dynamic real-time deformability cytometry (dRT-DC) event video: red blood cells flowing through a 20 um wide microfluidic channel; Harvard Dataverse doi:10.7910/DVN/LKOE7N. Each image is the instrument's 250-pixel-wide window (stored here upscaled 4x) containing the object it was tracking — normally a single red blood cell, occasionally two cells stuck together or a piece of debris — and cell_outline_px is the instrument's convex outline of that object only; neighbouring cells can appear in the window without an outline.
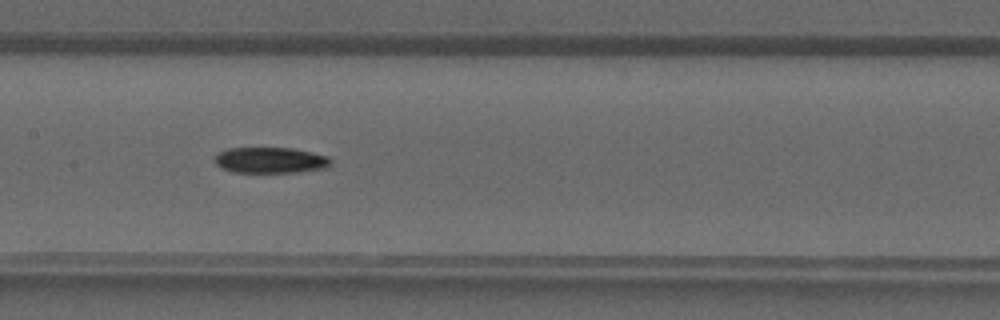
{"species": "common noctule bat (a hibernating species)", "species_latin": "Nyctalus noctula", "temperature_condition": "warm", "stored_images_in_passage": 43, "segment_of_instrument_passage": [1, 2], "camera_frame_rate_fps": 3000, "um_per_image_px": 0.085, "animal": {"sex": "male", "forearm_length_mm": 52.5}, "frame": {"image": 1, "passage_image": 21, "time_ms": 6.667, "image_size_px": [1000, 320], "cell_outline_px": [[332, 164], [324, 168], [296, 172], [232, 172], [220, 168], [216, 164], [216, 156], [220, 152], [228, 148], [292, 148], [312, 152], [328, 156], [332, 160]], "centroid_in_image_um": [23.0, 13.62], "position_along_channel_um": 184.4, "area_um2": 17.46}}
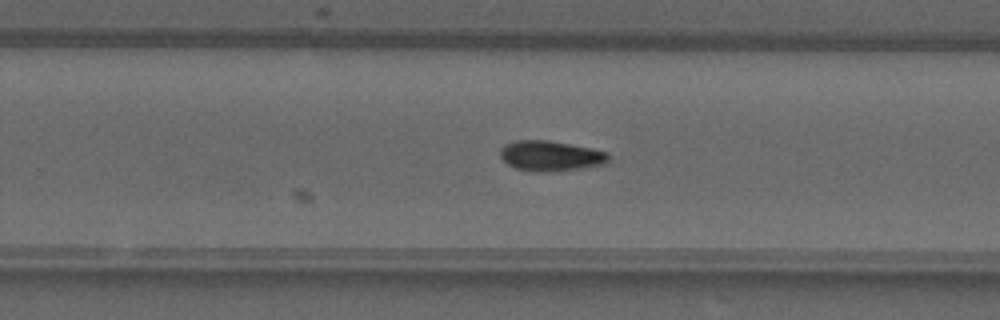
{"frame": {"image": 2, "passage_image": 27, "time_ms": 8.667, "image_size_px": [1000, 320], "cell_outline_px": [[608, 160], [604, 164], [580, 168], [552, 172], [532, 172], [516, 168], [508, 164], [500, 156], [500, 148], [504, 144], [516, 140], [548, 140], [608, 152]], "centroid_in_image_um": [46.75, 13.25], "position_along_channel_um": 283.1, "area_um2": 19.02}}
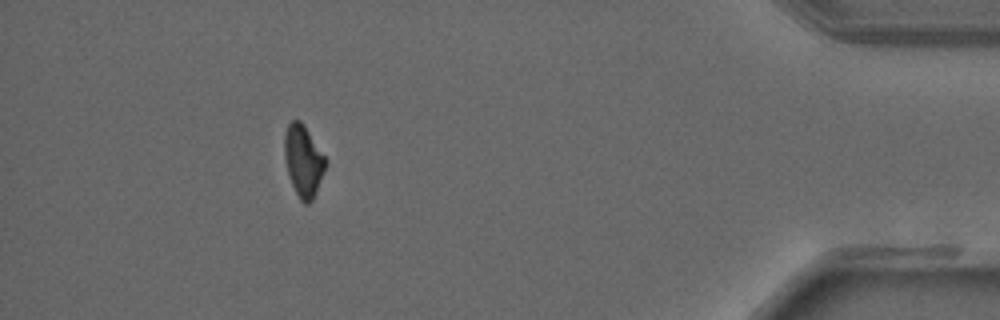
{"frame": {"image": 3, "passage_image": 38, "time_ms": 12.333, "image_size_px": [1000, 320], "cell_outline_px": [[328, 160], [324, 172], [316, 192], [312, 200], [308, 204], [304, 204], [300, 200], [292, 184], [288, 172], [284, 156], [284, 136], [288, 124], [292, 120], [300, 120], [304, 124]], "centroid_in_image_um": [25.8, 13.65], "position_along_channel_um": 409.4, "area_um2": 17.17}}